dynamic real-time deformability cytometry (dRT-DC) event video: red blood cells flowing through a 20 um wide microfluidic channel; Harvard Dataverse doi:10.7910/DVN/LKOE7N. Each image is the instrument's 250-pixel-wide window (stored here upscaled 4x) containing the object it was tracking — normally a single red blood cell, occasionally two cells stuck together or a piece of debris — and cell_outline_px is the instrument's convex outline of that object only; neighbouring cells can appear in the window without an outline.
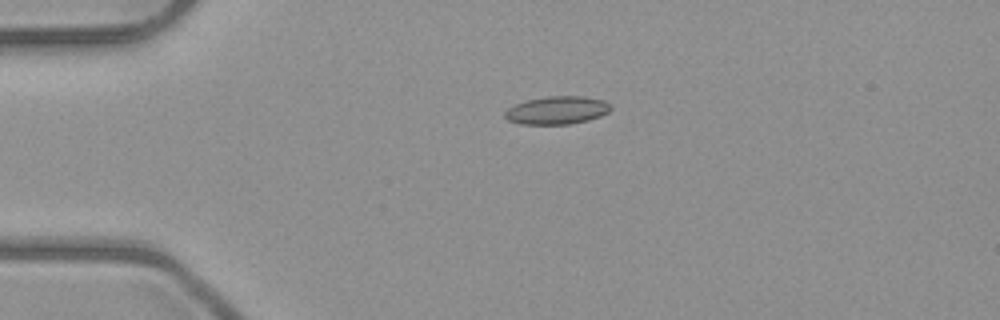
{"species": "common noctule bat (a hibernating species)", "species_latin": "Nyctalus noctula", "temperature_condition": "room temperature", "stored_images_in_passage": 2, "camera_frame_rate_fps": 3000, "um_per_image_px": 0.085, "animal": {"sex": "male", "body_mass_g": 23.1, "forearm_length_mm": 52.7}, "frame": {"image": 1, "passage_image": 1, "time_ms": 0.0, "image_size_px": [1000, 320], "cell_outline_px": [[612, 108], [608, 112], [600, 116], [588, 120], [568, 124], [520, 124], [508, 120], [504, 116], [504, 112], [508, 108], [516, 104], [528, 100], [548, 96], [584, 96], [604, 100]], "centroid_in_image_um": [47.34, 9.37], "position_along_channel_um": 37.7, "area_um2": 17.17}}